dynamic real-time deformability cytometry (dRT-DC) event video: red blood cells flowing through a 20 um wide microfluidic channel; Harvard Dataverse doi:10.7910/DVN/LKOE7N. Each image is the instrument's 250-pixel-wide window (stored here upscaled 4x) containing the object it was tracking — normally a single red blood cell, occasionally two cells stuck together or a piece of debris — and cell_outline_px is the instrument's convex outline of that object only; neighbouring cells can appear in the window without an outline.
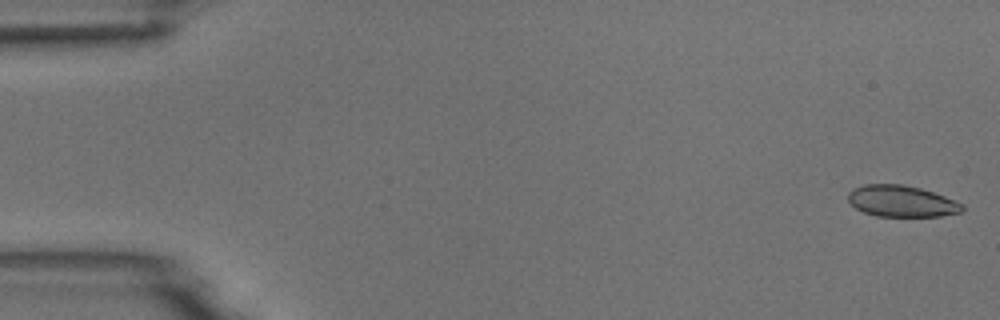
{"species": "common noctule bat (a hibernating species)", "species_latin": "Nyctalus noctula", "temperature_condition": "room temperature", "stored_images_in_passage": 53, "camera_frame_rate_fps": 3000, "um_per_image_px": 0.085, "animal": {"sex": "male", "body_mass_g": 18.8}, "frame": {"image": 1, "passage_image": 1, "time_ms": 0.0, "image_size_px": [1000, 320], "cell_outline_px": [[964, 208], [960, 212], [940, 216], [876, 216], [864, 212], [856, 208], [848, 200], [848, 192], [852, 188], [864, 184], [904, 184], [920, 188], [944, 196], [964, 204]], "centroid_in_image_um": [76.61, 17.09], "position_along_channel_um": 8.4, "area_um2": 20.87}}
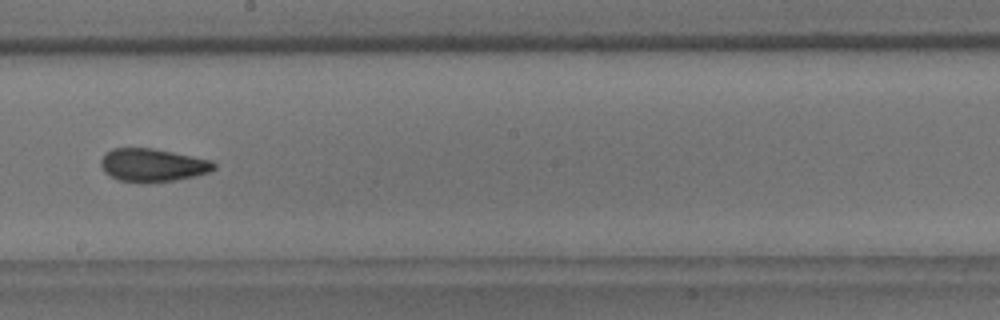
{"frame": {"image": 2, "passage_image": 30, "time_ms": 9.667, "image_size_px": [1000, 320], "cell_outline_px": [[216, 168], [208, 172], [196, 176], [172, 180], [120, 180], [104, 172], [100, 164], [100, 160], [112, 148], [152, 148], [212, 160], [216, 164]], "centroid_in_image_um": [13.0, 13.99], "position_along_channel_um": 235.2, "area_um2": 21.04}}
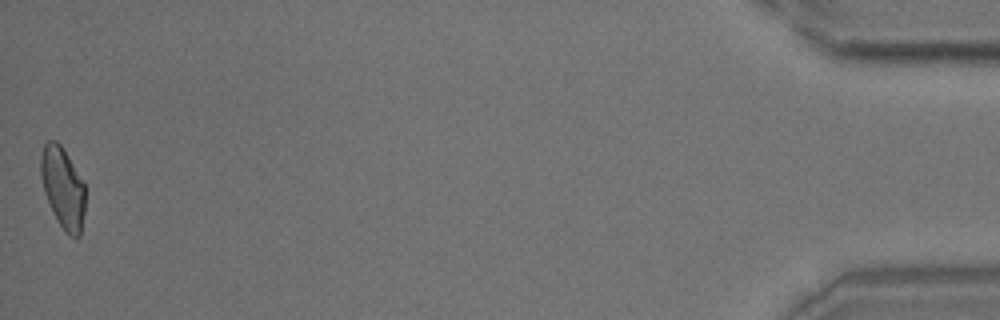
{"frame": {"image": 3, "passage_image": 53, "time_ms": 17.333, "image_size_px": [1000, 320], "cell_outline_px": [[84, 212], [80, 236], [72, 236], [64, 232], [56, 220], [44, 192], [40, 176], [40, 156], [44, 144], [48, 140], [56, 140], [64, 148], [84, 184]], "centroid_in_image_um": [5.31, 15.94], "position_along_channel_um": 429.9, "area_um2": 21.04}, "authors_computed_cell_mechanics": {"area_um2": 21.6172, "velocity_mm_per_s": 3.7762, "shape_relaxation_time_tau1_ms": null, "shape_relaxation_time_tau2_ms": 1.148, "deformation_change_tau1": null, "deformation_change_tau2": 0.0567}}